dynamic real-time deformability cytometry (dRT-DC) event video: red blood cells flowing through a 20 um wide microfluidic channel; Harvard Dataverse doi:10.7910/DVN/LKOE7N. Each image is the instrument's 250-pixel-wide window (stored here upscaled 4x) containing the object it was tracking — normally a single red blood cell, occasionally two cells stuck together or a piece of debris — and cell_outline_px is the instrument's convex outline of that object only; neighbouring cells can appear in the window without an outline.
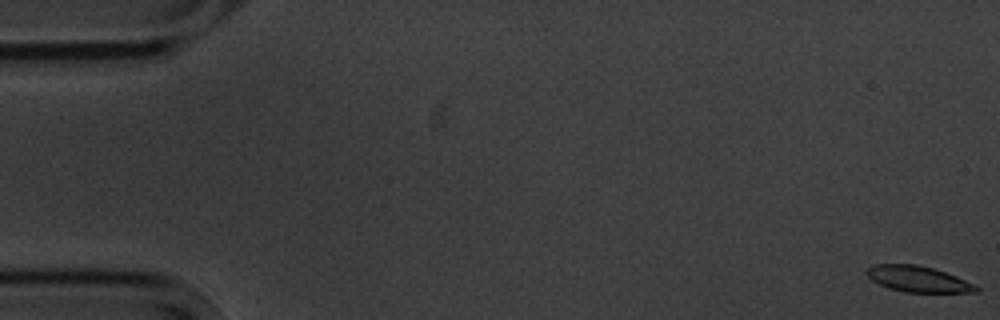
{"species": "common noctule bat (a hibernating species)", "species_latin": "Nyctalus noctula", "temperature_condition": "cold", "stored_images_in_passage": 5, "camera_frame_rate_fps": 3000, "um_per_image_px": 0.085, "animal": {"sex": "male", "body_mass_g": 20.1, "forearm_length_mm": 53.5}, "frame": {"image": 1, "passage_image": 1, "time_ms": 0.0, "image_size_px": [1000, 320], "cell_outline_px": [[980, 292], [904, 292], [880, 284], [872, 280], [864, 272], [872, 264], [916, 264], [932, 268], [956, 276], [980, 288]], "centroid_in_image_um": [78.01, 23.71], "position_along_channel_um": 7.0, "area_um2": 16.3}}
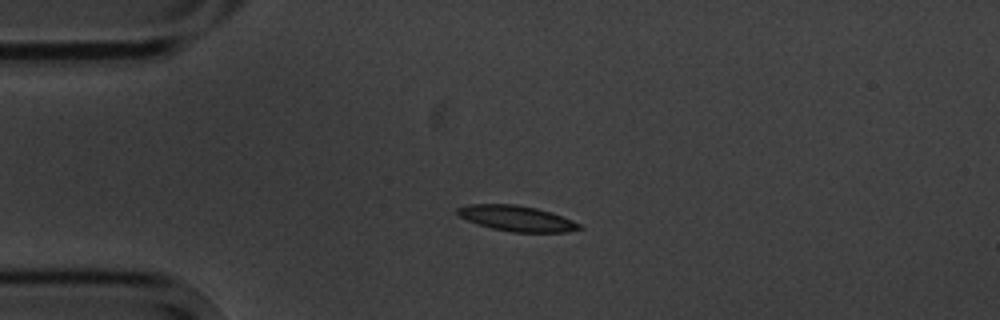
{"frame": {"image": 2, "passage_image": 4, "time_ms": 4.333, "image_size_px": [1000, 320], "cell_outline_px": [[584, 228], [564, 232], [512, 232], [492, 228], [468, 220], [460, 216], [456, 212], [456, 208], [468, 204], [516, 204], [536, 208], [572, 220], [580, 224]], "centroid_in_image_um": [43.9, 18.56], "position_along_channel_um": 41.1, "area_um2": 17.86}}